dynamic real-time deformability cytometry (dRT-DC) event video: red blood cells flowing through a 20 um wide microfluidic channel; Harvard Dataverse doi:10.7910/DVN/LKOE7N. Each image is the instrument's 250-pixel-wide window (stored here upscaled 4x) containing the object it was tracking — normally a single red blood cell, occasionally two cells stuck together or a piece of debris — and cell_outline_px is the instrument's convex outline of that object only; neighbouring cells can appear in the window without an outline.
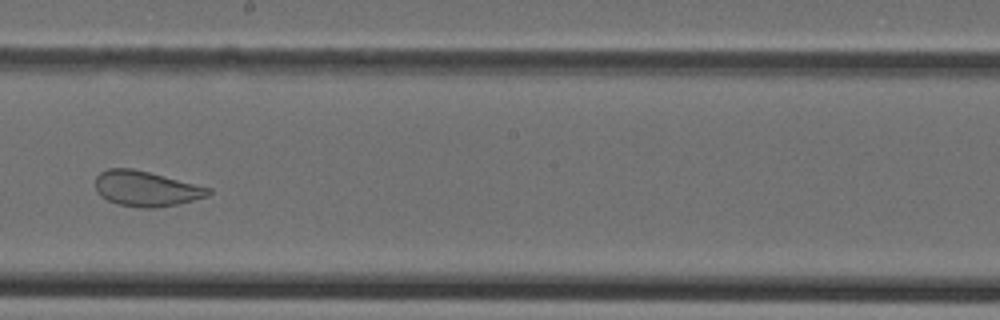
{"species": "Egyptian fruit bat (a non-hibernating species)", "species_latin": "Rousettus aegyptiacus", "temperature_condition": "cold", "stored_images_in_passage": 44, "camera_frame_rate_fps": 3000, "um_per_image_px": 0.085, "animal": {"sex": "female"}, "frame": {"image": 1, "passage_image": 24, "time_ms": 7.667, "image_size_px": [1000, 320], "cell_outline_px": [[212, 192], [208, 196], [176, 204], [156, 208], [140, 208], [120, 204], [108, 200], [100, 196], [96, 192], [96, 176], [100, 172], [108, 168], [132, 168], [212, 188]], "centroid_in_image_um": [12.4, 16.03], "position_along_channel_um": 235.8, "area_um2": 23.12}}
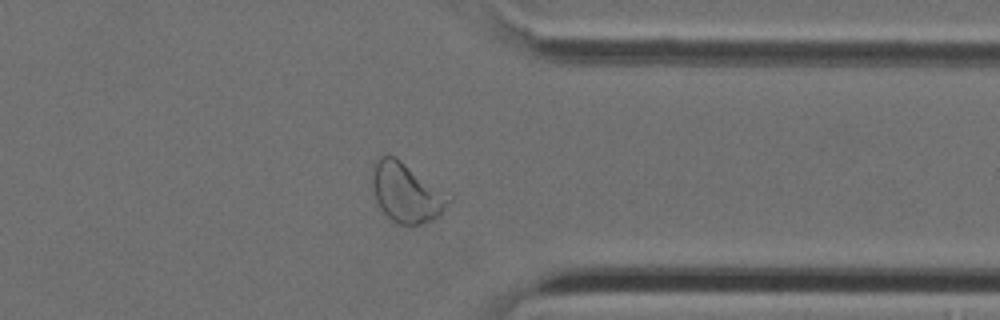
{"frame": {"image": 2, "passage_image": 34, "time_ms": 11.0, "image_size_px": [1000, 320], "cell_outline_px": [[452, 200], [440, 216], [432, 220], [420, 224], [400, 224], [384, 216], [376, 200], [372, 188], [372, 164], [376, 156], [392, 156], [400, 160], [452, 196]], "centroid_in_image_um": [34.53, 16.38], "position_along_channel_um": 376.9, "area_um2": 26.65}}
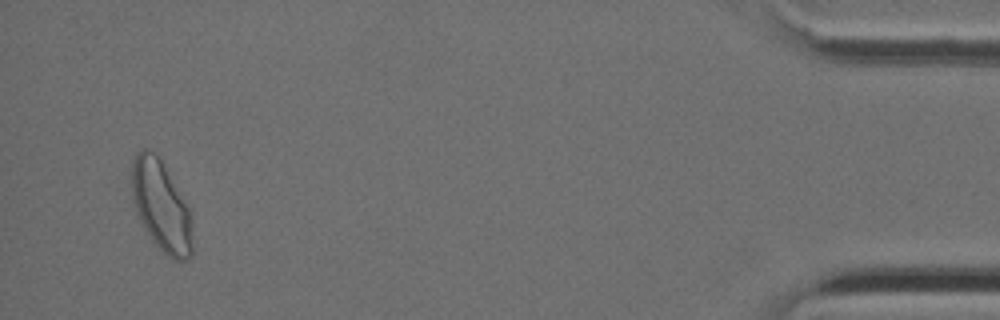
{"frame": {"image": 3, "passage_image": 42, "time_ms": 13.667, "image_size_px": [1000, 320], "cell_outline_px": [[192, 256], [188, 260], [172, 260], [156, 244], [144, 228], [136, 212], [132, 196], [132, 160], [136, 152], [140, 148], [144, 148], [152, 152], [160, 160], [188, 208], [192, 224]], "centroid_in_image_um": [13.69, 17.55], "position_along_channel_um": 421.5, "area_um2": 31.44}}